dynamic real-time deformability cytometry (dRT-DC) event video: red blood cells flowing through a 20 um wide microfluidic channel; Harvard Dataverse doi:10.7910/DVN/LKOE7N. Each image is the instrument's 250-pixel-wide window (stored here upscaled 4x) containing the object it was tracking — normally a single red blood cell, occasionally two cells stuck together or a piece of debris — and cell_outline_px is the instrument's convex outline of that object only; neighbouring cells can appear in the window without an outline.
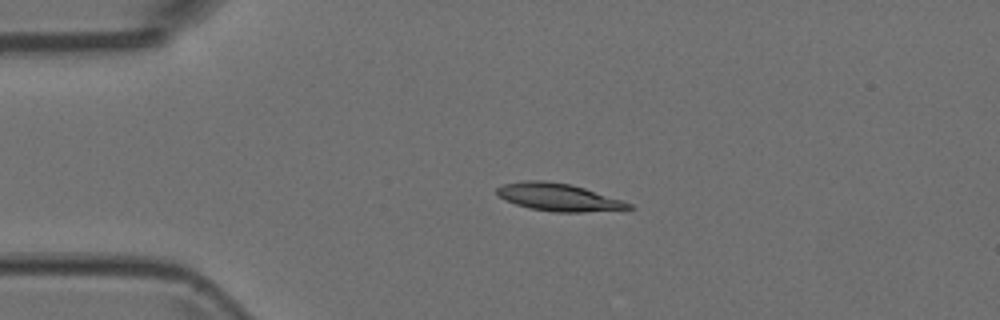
{"species": "Egyptian fruit bat (a non-hibernating species)", "species_latin": "Rousettus aegyptiacus", "temperature_condition": "room temperature", "stored_images_in_passage": 2, "camera_frame_rate_fps": 3000, "um_per_image_px": 0.085, "animal": {"sex": "female"}, "frame": {"image": 1, "passage_image": 1, "time_ms": 0.0, "image_size_px": [1000, 320], "cell_outline_px": [[636, 208], [584, 212], [552, 212], [528, 208], [504, 200], [496, 196], [496, 188], [504, 184], [524, 180], [544, 180], [572, 184], [632, 204]], "centroid_in_image_um": [47.4, 16.76], "position_along_channel_um": 37.6, "area_um2": 21.21}}